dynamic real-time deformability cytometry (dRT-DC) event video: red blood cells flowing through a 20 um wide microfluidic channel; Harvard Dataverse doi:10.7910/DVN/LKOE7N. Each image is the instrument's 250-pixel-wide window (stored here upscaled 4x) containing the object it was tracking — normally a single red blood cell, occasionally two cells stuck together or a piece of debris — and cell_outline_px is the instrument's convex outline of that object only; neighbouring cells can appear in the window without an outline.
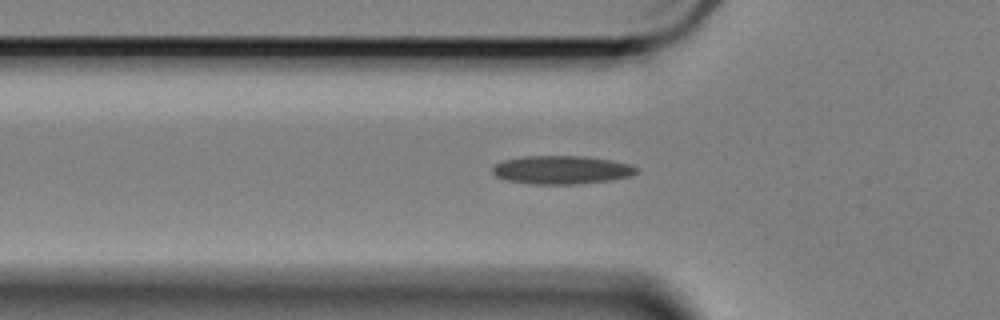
{"species": "Egyptian fruit bat (a non-hibernating species)", "species_latin": "Rousettus aegyptiacus", "temperature_condition": "cold", "stored_images_in_passage": 39, "camera_frame_rate_fps": 3000, "um_per_image_px": 0.085, "animal": {"sex": "female"}, "frame": {"image": 1, "passage_image": 4, "time_ms": 1.0, "image_size_px": [1000, 320], "cell_outline_px": [[636, 172], [632, 176], [612, 180], [576, 184], [532, 184], [508, 180], [496, 176], [492, 172], [492, 168], [496, 164], [504, 160], [524, 156], [584, 156], [612, 160], [632, 164], [636, 168]], "centroid_in_image_um": [47.76, 14.44], "position_along_channel_um": 78.0, "area_um2": 23.81}}
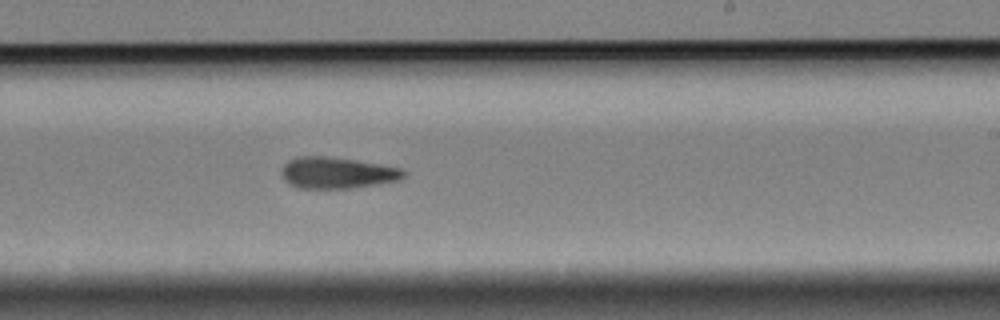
{"frame": {"image": 2, "passage_image": 20, "time_ms": 6.333, "image_size_px": [1000, 320], "cell_outline_px": [[408, 172], [400, 180], [348, 188], [300, 188], [284, 180], [284, 164], [288, 160], [296, 156], [324, 156], [352, 160], [400, 168]], "centroid_in_image_um": [28.66, 14.68], "position_along_channel_um": 260.3, "area_um2": 21.73}}
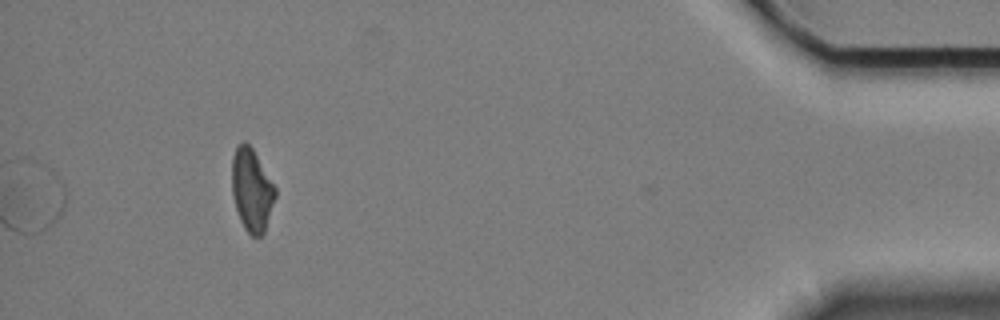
{"frame": {"image": 3, "passage_image": 39, "time_ms": 12.667, "image_size_px": [1000, 320], "cell_outline_px": [[276, 196], [264, 232], [260, 236], [252, 236], [244, 228], [240, 220], [236, 208], [232, 192], [232, 156], [236, 148], [244, 140], [252, 148], [276, 188]], "centroid_in_image_um": [21.39, 16.15], "position_along_channel_um": 413.8, "area_um2": 20.63}, "authors_computed_cell_mechanics": {"area_um2": 22.0218, "velocity_mm_per_s": 3.3993, "shape_relaxation_time_tau1_ms": null, "shape_relaxation_time_tau2_ms": 6.3927, "deformation_change_tau1": null, "deformation_change_tau2": 0.1549}}